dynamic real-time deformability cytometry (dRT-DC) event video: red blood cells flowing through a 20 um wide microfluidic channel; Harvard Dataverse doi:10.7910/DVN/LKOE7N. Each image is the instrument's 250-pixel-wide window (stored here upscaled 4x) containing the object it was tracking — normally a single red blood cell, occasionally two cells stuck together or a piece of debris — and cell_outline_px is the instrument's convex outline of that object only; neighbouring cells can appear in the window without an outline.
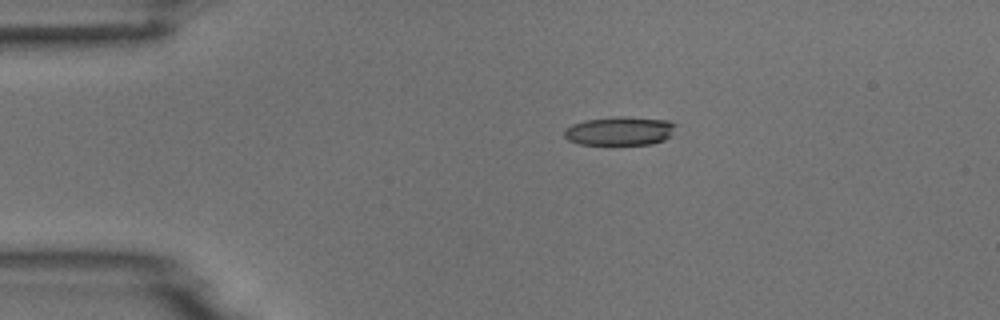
{"species": "common noctule bat (a hibernating species)", "species_latin": "Nyctalus noctula", "temperature_condition": "room temperature", "stored_images_in_passage": 6, "camera_frame_rate_fps": 3000, "um_per_image_px": 0.085, "animal": {"sex": "male", "body_mass_g": 18.8}, "frame": {"image": 1, "passage_image": 3, "time_ms": 3.333, "image_size_px": [1000, 320], "cell_outline_px": [[676, 124], [672, 136], [664, 140], [652, 144], [580, 144], [568, 140], [564, 136], [564, 128], [572, 124], [584, 120], [616, 116], [628, 116], [668, 120]], "centroid_in_image_um": [52.69, 11.12], "position_along_channel_um": 32.3, "area_um2": 18.9}}
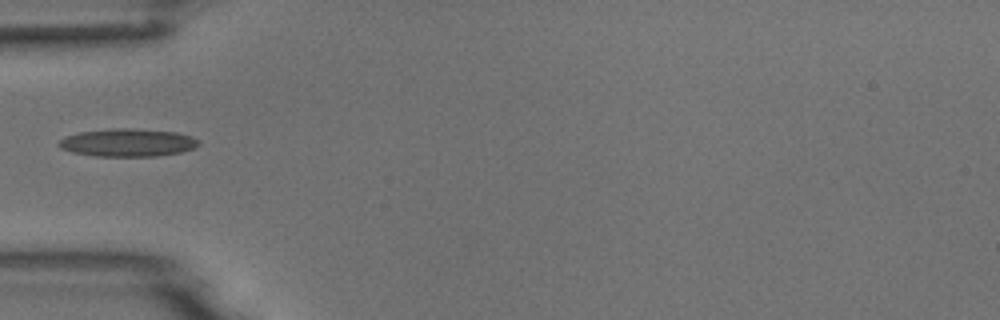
{"frame": {"image": 2, "passage_image": 5, "time_ms": 5.667, "image_size_px": [1000, 320], "cell_outline_px": [[200, 144], [192, 148], [180, 152], [156, 156], [96, 156], [72, 152], [60, 148], [56, 144], [64, 136], [80, 132], [112, 128], [128, 128], [176, 132], [192, 136], [200, 140]], "centroid_in_image_um": [10.83, 12.12], "position_along_channel_um": 74.2, "area_um2": 22.72}}